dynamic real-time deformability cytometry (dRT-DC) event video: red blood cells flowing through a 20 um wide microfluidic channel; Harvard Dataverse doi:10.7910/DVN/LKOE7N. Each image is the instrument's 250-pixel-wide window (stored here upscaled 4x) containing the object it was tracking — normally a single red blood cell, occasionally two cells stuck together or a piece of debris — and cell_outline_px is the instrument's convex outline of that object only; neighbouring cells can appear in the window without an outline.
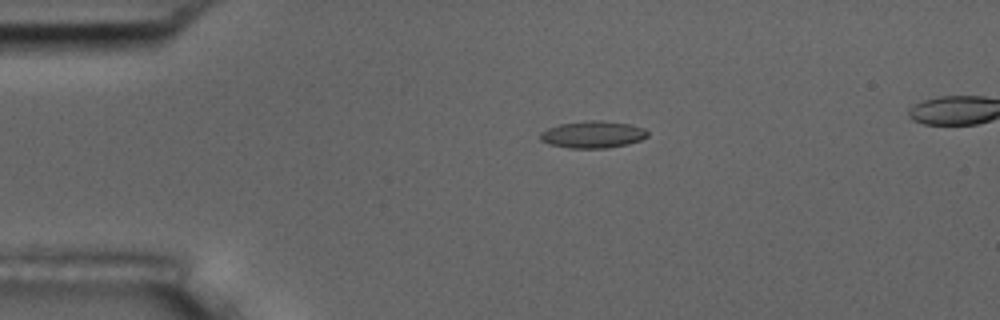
{"species": "common noctule bat (a hibernating species)", "species_latin": "Nyctalus noctula", "temperature_condition": "room temperature", "stored_images_in_passage": 3, "segment_of_instrument_passage": [1, 2], "camera_frame_rate_fps": 3000, "um_per_image_px": 0.085, "animal": {"sex": "male", "body_mass_g": 17.5, "forearm_length_mm": 52.3}, "frame": {"image": 1, "passage_image": 1, "time_ms": 0.0, "image_size_px": [1000, 320], "cell_outline_px": [[648, 136], [640, 140], [628, 144], [608, 148], [568, 148], [548, 144], [540, 140], [540, 132], [548, 128], [560, 124], [584, 120], [604, 120], [632, 124], [644, 128], [648, 132]], "centroid_in_image_um": [50.39, 11.42], "position_along_channel_um": 34.6, "area_um2": 17.17}}